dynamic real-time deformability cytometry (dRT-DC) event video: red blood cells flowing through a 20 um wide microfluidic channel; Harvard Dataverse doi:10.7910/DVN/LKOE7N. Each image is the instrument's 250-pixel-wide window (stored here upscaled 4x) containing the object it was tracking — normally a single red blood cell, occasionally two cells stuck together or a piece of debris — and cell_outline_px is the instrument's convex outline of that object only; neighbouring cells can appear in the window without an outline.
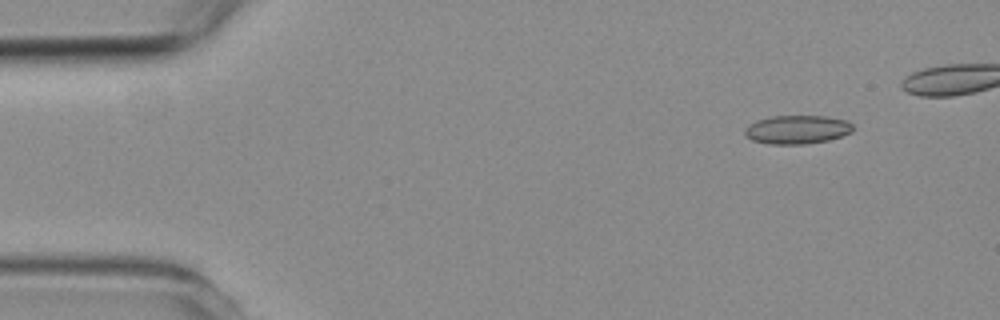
{"species": "common noctule bat (a hibernating species)", "species_latin": "Nyctalus noctula", "temperature_condition": "room temperature", "stored_images_in_passage": 3, "camera_frame_rate_fps": 3000, "um_per_image_px": 0.085, "animal": {"sex": "female", "body_mass_g": 19.3, "forearm_length_mm": 54.1}, "frame": {"image": 1, "passage_image": 1, "time_ms": 0.0, "image_size_px": [1000, 320], "cell_outline_px": [[852, 132], [828, 140], [804, 144], [768, 144], [752, 140], [744, 132], [744, 128], [748, 124], [756, 120], [772, 116], [824, 116], [848, 120], [852, 124]], "centroid_in_image_um": [67.74, 11.0], "position_along_channel_um": 17.3, "area_um2": 18.03}}